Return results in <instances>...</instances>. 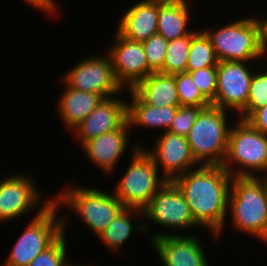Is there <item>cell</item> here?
I'll use <instances>...</instances> for the list:
<instances>
[{"mask_svg": "<svg viewBox=\"0 0 267 266\" xmlns=\"http://www.w3.org/2000/svg\"><path fill=\"white\" fill-rule=\"evenodd\" d=\"M258 61H219L217 88L212 105L231 113L240 114L247 105L248 93L254 72L250 63ZM250 66V67H249Z\"/></svg>", "mask_w": 267, "mask_h": 266, "instance_id": "obj_12", "label": "cell"}, {"mask_svg": "<svg viewBox=\"0 0 267 266\" xmlns=\"http://www.w3.org/2000/svg\"><path fill=\"white\" fill-rule=\"evenodd\" d=\"M218 62L210 39L201 29L197 30L195 28L191 33V46L186 71H195L205 67L217 66Z\"/></svg>", "mask_w": 267, "mask_h": 266, "instance_id": "obj_24", "label": "cell"}, {"mask_svg": "<svg viewBox=\"0 0 267 266\" xmlns=\"http://www.w3.org/2000/svg\"><path fill=\"white\" fill-rule=\"evenodd\" d=\"M246 121L256 130L267 135V105L256 109Z\"/></svg>", "mask_w": 267, "mask_h": 266, "instance_id": "obj_32", "label": "cell"}, {"mask_svg": "<svg viewBox=\"0 0 267 266\" xmlns=\"http://www.w3.org/2000/svg\"><path fill=\"white\" fill-rule=\"evenodd\" d=\"M186 72L190 74L201 93L212 102L216 96L217 66H210Z\"/></svg>", "mask_w": 267, "mask_h": 266, "instance_id": "obj_31", "label": "cell"}, {"mask_svg": "<svg viewBox=\"0 0 267 266\" xmlns=\"http://www.w3.org/2000/svg\"><path fill=\"white\" fill-rule=\"evenodd\" d=\"M144 230L149 236V222H153L161 227L170 228L173 231L201 228L194 220L188 202L183 193L173 181H167L165 185L150 199L143 209ZM149 221V222H147Z\"/></svg>", "mask_w": 267, "mask_h": 266, "instance_id": "obj_10", "label": "cell"}, {"mask_svg": "<svg viewBox=\"0 0 267 266\" xmlns=\"http://www.w3.org/2000/svg\"><path fill=\"white\" fill-rule=\"evenodd\" d=\"M154 140L151 149L145 146L144 150L168 181H173L176 177L198 167L199 164L192 156L186 137L167 131L159 133Z\"/></svg>", "mask_w": 267, "mask_h": 266, "instance_id": "obj_15", "label": "cell"}, {"mask_svg": "<svg viewBox=\"0 0 267 266\" xmlns=\"http://www.w3.org/2000/svg\"><path fill=\"white\" fill-rule=\"evenodd\" d=\"M117 32L125 38L142 42L157 34L158 2L140 0L122 14Z\"/></svg>", "mask_w": 267, "mask_h": 266, "instance_id": "obj_18", "label": "cell"}, {"mask_svg": "<svg viewBox=\"0 0 267 266\" xmlns=\"http://www.w3.org/2000/svg\"><path fill=\"white\" fill-rule=\"evenodd\" d=\"M222 166L233 177H267V135L238 119L231 125Z\"/></svg>", "mask_w": 267, "mask_h": 266, "instance_id": "obj_5", "label": "cell"}, {"mask_svg": "<svg viewBox=\"0 0 267 266\" xmlns=\"http://www.w3.org/2000/svg\"><path fill=\"white\" fill-rule=\"evenodd\" d=\"M228 112L210 105L200 111L192 125L186 138L192 156L199 165L224 163L231 129Z\"/></svg>", "mask_w": 267, "mask_h": 266, "instance_id": "obj_6", "label": "cell"}, {"mask_svg": "<svg viewBox=\"0 0 267 266\" xmlns=\"http://www.w3.org/2000/svg\"><path fill=\"white\" fill-rule=\"evenodd\" d=\"M3 177L0 180V223L20 219L30 212L42 213L54 202L53 197H44V191L36 187L29 173L15 172Z\"/></svg>", "mask_w": 267, "mask_h": 266, "instance_id": "obj_9", "label": "cell"}, {"mask_svg": "<svg viewBox=\"0 0 267 266\" xmlns=\"http://www.w3.org/2000/svg\"><path fill=\"white\" fill-rule=\"evenodd\" d=\"M69 218H66V215L63 216V234L44 252L37 255L28 266H78L77 264H72L69 261L70 257H67L68 254L66 245V228L68 227L67 221Z\"/></svg>", "mask_w": 267, "mask_h": 266, "instance_id": "obj_26", "label": "cell"}, {"mask_svg": "<svg viewBox=\"0 0 267 266\" xmlns=\"http://www.w3.org/2000/svg\"><path fill=\"white\" fill-rule=\"evenodd\" d=\"M232 178L222 165H198L173 180L188 202L195 222L216 239L227 226Z\"/></svg>", "mask_w": 267, "mask_h": 266, "instance_id": "obj_1", "label": "cell"}, {"mask_svg": "<svg viewBox=\"0 0 267 266\" xmlns=\"http://www.w3.org/2000/svg\"><path fill=\"white\" fill-rule=\"evenodd\" d=\"M139 215L143 216V210L124 207L108 227L97 236L100 239L99 242L101 241L108 251L118 253L123 250L120 248L124 247L125 242L130 240L129 238H131L130 236H132L134 230L144 235L146 233L143 218L132 220L134 216Z\"/></svg>", "mask_w": 267, "mask_h": 266, "instance_id": "obj_23", "label": "cell"}, {"mask_svg": "<svg viewBox=\"0 0 267 266\" xmlns=\"http://www.w3.org/2000/svg\"><path fill=\"white\" fill-rule=\"evenodd\" d=\"M64 89L57 103V115L68 131H71L97 107L103 97L68 87ZM70 129V130H69Z\"/></svg>", "mask_w": 267, "mask_h": 266, "instance_id": "obj_20", "label": "cell"}, {"mask_svg": "<svg viewBox=\"0 0 267 266\" xmlns=\"http://www.w3.org/2000/svg\"><path fill=\"white\" fill-rule=\"evenodd\" d=\"M91 55L82 58L79 63L61 76V84L85 92L101 95L103 98L123 95L124 89L115 78L109 54Z\"/></svg>", "mask_w": 267, "mask_h": 266, "instance_id": "obj_11", "label": "cell"}, {"mask_svg": "<svg viewBox=\"0 0 267 266\" xmlns=\"http://www.w3.org/2000/svg\"><path fill=\"white\" fill-rule=\"evenodd\" d=\"M180 233L152 232L149 241L162 266H209L205 246L198 235Z\"/></svg>", "mask_w": 267, "mask_h": 266, "instance_id": "obj_13", "label": "cell"}, {"mask_svg": "<svg viewBox=\"0 0 267 266\" xmlns=\"http://www.w3.org/2000/svg\"><path fill=\"white\" fill-rule=\"evenodd\" d=\"M228 214L233 229L267 245L266 177H233Z\"/></svg>", "mask_w": 267, "mask_h": 266, "instance_id": "obj_2", "label": "cell"}, {"mask_svg": "<svg viewBox=\"0 0 267 266\" xmlns=\"http://www.w3.org/2000/svg\"><path fill=\"white\" fill-rule=\"evenodd\" d=\"M102 190L71 182L58 194H54V203L60 209L71 210L69 212L76 214L98 236L124 208L112 191L108 193L105 188Z\"/></svg>", "mask_w": 267, "mask_h": 266, "instance_id": "obj_3", "label": "cell"}, {"mask_svg": "<svg viewBox=\"0 0 267 266\" xmlns=\"http://www.w3.org/2000/svg\"><path fill=\"white\" fill-rule=\"evenodd\" d=\"M130 125L128 120L118 129L99 135L84 143L80 148L89 162L101 172L113 176L119 161L124 158L130 145ZM121 158V159H120Z\"/></svg>", "mask_w": 267, "mask_h": 266, "instance_id": "obj_17", "label": "cell"}, {"mask_svg": "<svg viewBox=\"0 0 267 266\" xmlns=\"http://www.w3.org/2000/svg\"><path fill=\"white\" fill-rule=\"evenodd\" d=\"M266 193H267V177H266Z\"/></svg>", "mask_w": 267, "mask_h": 266, "instance_id": "obj_36", "label": "cell"}, {"mask_svg": "<svg viewBox=\"0 0 267 266\" xmlns=\"http://www.w3.org/2000/svg\"><path fill=\"white\" fill-rule=\"evenodd\" d=\"M24 3L26 2L30 7H34L37 10H40L41 12H44L46 15L52 17L56 16L58 17V12L60 11L58 7V4L56 3L57 0H23Z\"/></svg>", "mask_w": 267, "mask_h": 266, "instance_id": "obj_33", "label": "cell"}, {"mask_svg": "<svg viewBox=\"0 0 267 266\" xmlns=\"http://www.w3.org/2000/svg\"><path fill=\"white\" fill-rule=\"evenodd\" d=\"M129 92L130 102H127V119L130 128L134 130V126L138 129L150 128L158 129L163 133L170 128V123L174 118L179 107H154L146 104L132 89L124 91ZM138 126V127H137Z\"/></svg>", "mask_w": 267, "mask_h": 266, "instance_id": "obj_19", "label": "cell"}, {"mask_svg": "<svg viewBox=\"0 0 267 266\" xmlns=\"http://www.w3.org/2000/svg\"><path fill=\"white\" fill-rule=\"evenodd\" d=\"M149 1H157V2H172V1H178V0H149Z\"/></svg>", "mask_w": 267, "mask_h": 266, "instance_id": "obj_35", "label": "cell"}, {"mask_svg": "<svg viewBox=\"0 0 267 266\" xmlns=\"http://www.w3.org/2000/svg\"><path fill=\"white\" fill-rule=\"evenodd\" d=\"M115 33L114 45H111L107 53L116 80L124 90H130L153 71L148 66L142 42L129 40L117 31Z\"/></svg>", "mask_w": 267, "mask_h": 266, "instance_id": "obj_14", "label": "cell"}, {"mask_svg": "<svg viewBox=\"0 0 267 266\" xmlns=\"http://www.w3.org/2000/svg\"><path fill=\"white\" fill-rule=\"evenodd\" d=\"M218 28L202 29L210 39L218 61L248 62L265 59L259 45V26L255 16L243 17Z\"/></svg>", "mask_w": 267, "mask_h": 266, "instance_id": "obj_8", "label": "cell"}, {"mask_svg": "<svg viewBox=\"0 0 267 266\" xmlns=\"http://www.w3.org/2000/svg\"><path fill=\"white\" fill-rule=\"evenodd\" d=\"M146 104L154 107H179L174 75L153 72L132 89Z\"/></svg>", "mask_w": 267, "mask_h": 266, "instance_id": "obj_21", "label": "cell"}, {"mask_svg": "<svg viewBox=\"0 0 267 266\" xmlns=\"http://www.w3.org/2000/svg\"><path fill=\"white\" fill-rule=\"evenodd\" d=\"M191 46V34L168 42L163 64V74L175 75L186 72Z\"/></svg>", "mask_w": 267, "mask_h": 266, "instance_id": "obj_25", "label": "cell"}, {"mask_svg": "<svg viewBox=\"0 0 267 266\" xmlns=\"http://www.w3.org/2000/svg\"><path fill=\"white\" fill-rule=\"evenodd\" d=\"M257 24L259 26V45L264 56L265 60H263V64L267 60V15L263 16L261 19L255 17ZM267 62V61H266Z\"/></svg>", "mask_w": 267, "mask_h": 266, "instance_id": "obj_34", "label": "cell"}, {"mask_svg": "<svg viewBox=\"0 0 267 266\" xmlns=\"http://www.w3.org/2000/svg\"><path fill=\"white\" fill-rule=\"evenodd\" d=\"M180 106H210L212 103L201 93L189 73L175 74Z\"/></svg>", "mask_w": 267, "mask_h": 266, "instance_id": "obj_28", "label": "cell"}, {"mask_svg": "<svg viewBox=\"0 0 267 266\" xmlns=\"http://www.w3.org/2000/svg\"><path fill=\"white\" fill-rule=\"evenodd\" d=\"M208 106H179L168 132L187 137L200 111Z\"/></svg>", "mask_w": 267, "mask_h": 266, "instance_id": "obj_30", "label": "cell"}, {"mask_svg": "<svg viewBox=\"0 0 267 266\" xmlns=\"http://www.w3.org/2000/svg\"><path fill=\"white\" fill-rule=\"evenodd\" d=\"M118 97L103 98L88 117L72 130L81 146L92 138L120 128L128 120L127 97Z\"/></svg>", "mask_w": 267, "mask_h": 266, "instance_id": "obj_16", "label": "cell"}, {"mask_svg": "<svg viewBox=\"0 0 267 266\" xmlns=\"http://www.w3.org/2000/svg\"><path fill=\"white\" fill-rule=\"evenodd\" d=\"M267 66V64L262 65ZM254 68L248 93V101L244 110L238 114V118L246 120L256 109L267 105V67ZM261 70V71H260ZM256 71V72H255Z\"/></svg>", "mask_w": 267, "mask_h": 266, "instance_id": "obj_27", "label": "cell"}, {"mask_svg": "<svg viewBox=\"0 0 267 266\" xmlns=\"http://www.w3.org/2000/svg\"><path fill=\"white\" fill-rule=\"evenodd\" d=\"M59 211L61 209L53 202L42 213H35L2 266H28L49 248L63 234V216Z\"/></svg>", "mask_w": 267, "mask_h": 266, "instance_id": "obj_7", "label": "cell"}, {"mask_svg": "<svg viewBox=\"0 0 267 266\" xmlns=\"http://www.w3.org/2000/svg\"><path fill=\"white\" fill-rule=\"evenodd\" d=\"M168 42L163 36L155 34L142 41L149 68L153 72L163 73V64Z\"/></svg>", "mask_w": 267, "mask_h": 266, "instance_id": "obj_29", "label": "cell"}, {"mask_svg": "<svg viewBox=\"0 0 267 266\" xmlns=\"http://www.w3.org/2000/svg\"><path fill=\"white\" fill-rule=\"evenodd\" d=\"M133 146L130 163L112 192L124 207L143 210L168 180L161 175L144 145Z\"/></svg>", "mask_w": 267, "mask_h": 266, "instance_id": "obj_4", "label": "cell"}, {"mask_svg": "<svg viewBox=\"0 0 267 266\" xmlns=\"http://www.w3.org/2000/svg\"><path fill=\"white\" fill-rule=\"evenodd\" d=\"M189 10L187 0L158 2L157 34L167 41L190 35L195 28L189 25V20H192Z\"/></svg>", "mask_w": 267, "mask_h": 266, "instance_id": "obj_22", "label": "cell"}]
</instances>
